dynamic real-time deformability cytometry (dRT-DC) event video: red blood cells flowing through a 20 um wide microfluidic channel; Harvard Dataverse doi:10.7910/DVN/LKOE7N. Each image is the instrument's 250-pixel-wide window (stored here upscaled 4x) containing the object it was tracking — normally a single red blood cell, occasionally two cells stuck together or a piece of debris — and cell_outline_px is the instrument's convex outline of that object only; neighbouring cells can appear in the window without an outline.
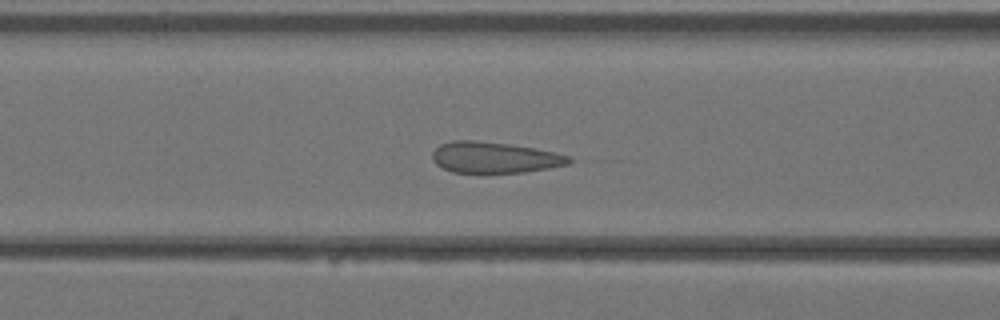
{"species": "Egyptian fruit bat (a non-hibernating species)", "species_latin": "Rousettus aegyptiacus", "temperature_condition": "warm", "stored_images_in_passage": 33, "camera_frame_rate_fps": 3000, "um_per_image_px": 0.085, "animal": {"sex": "female"}, "frame": {"image": 1, "passage_image": 12, "time_ms": 3.667, "image_size_px": [1000, 320], "cell_outline_px": [[572, 160], [568, 164], [548, 168], [524, 172], [452, 172], [436, 164], [432, 160], [432, 152], [440, 144], [452, 140], [476, 140], [508, 144], [556, 152], [572, 156]], "centroid_in_image_um": [42.02, 13.37], "position_along_channel_um": 124.6, "area_um2": 24.62}}
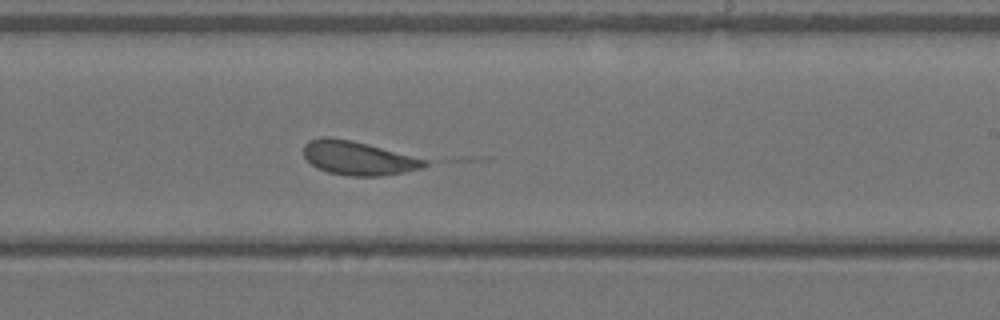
{"frame": {"image": 2, "passage_image": 20, "time_ms": 6.333, "image_size_px": [1000, 320], "cell_outline_px": [[432, 164], [424, 168], [404, 172], [380, 176], [348, 176], [328, 172], [316, 168], [304, 156], [304, 144], [308, 140], [320, 136], [328, 136], [368, 144], [428, 160]], "centroid_in_image_um": [30.45, 13.44], "position_along_channel_um": 258.5, "area_um2": 23.99}}
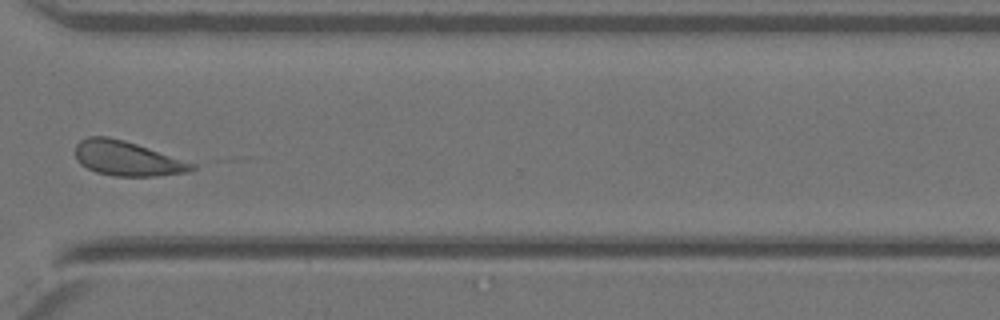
{"frame": {"image": 3, "passage_image": 26, "time_ms": 8.333, "image_size_px": [1000, 320], "cell_outline_px": [[196, 168], [188, 172], [156, 176], [116, 176], [96, 172], [80, 164], [76, 160], [76, 144], [80, 140], [88, 136], [108, 136], [124, 140], [196, 164]], "centroid_in_image_um": [10.78, 13.47], "position_along_channel_um": 359.8, "area_um2": 23.41}}